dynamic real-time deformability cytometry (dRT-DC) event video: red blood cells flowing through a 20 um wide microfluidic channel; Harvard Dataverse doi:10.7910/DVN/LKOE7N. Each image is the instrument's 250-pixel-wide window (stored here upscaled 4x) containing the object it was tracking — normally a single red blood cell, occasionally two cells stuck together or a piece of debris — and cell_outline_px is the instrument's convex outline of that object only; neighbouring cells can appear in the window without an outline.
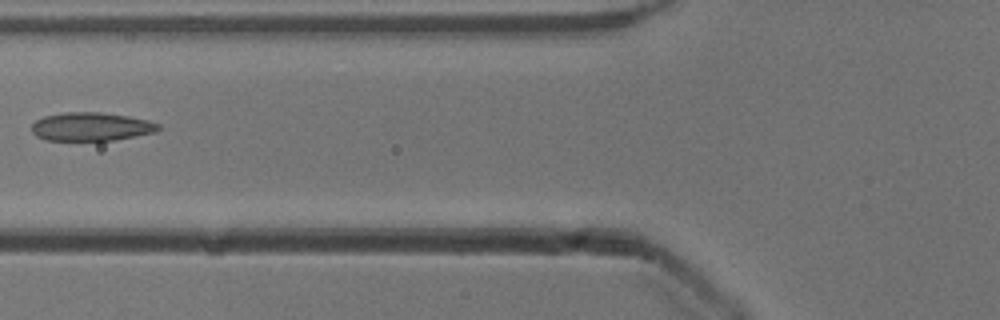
{"species": "common noctule bat (a hibernating species)", "species_latin": "Nyctalus noctula", "temperature_condition": "cold", "stored_images_in_passage": 6, "camera_frame_rate_fps": 3000, "um_per_image_px": 0.085, "animal": {"sex": "male", "body_mass_g": 13.3}, "frame": {"image": 1, "passage_image": 6, "time_ms": 1.667, "image_size_px": [1000, 320], "cell_outline_px": [[160, 128], [156, 132], [136, 136], [112, 140], [48, 140], [36, 136], [32, 132], [32, 124], [36, 120], [44, 116], [64, 112], [100, 112], [128, 116], [148, 120], [160, 124]], "centroid_in_image_um": [7.76, 10.76], "position_along_channel_um": 118.0, "area_um2": 20.98}}